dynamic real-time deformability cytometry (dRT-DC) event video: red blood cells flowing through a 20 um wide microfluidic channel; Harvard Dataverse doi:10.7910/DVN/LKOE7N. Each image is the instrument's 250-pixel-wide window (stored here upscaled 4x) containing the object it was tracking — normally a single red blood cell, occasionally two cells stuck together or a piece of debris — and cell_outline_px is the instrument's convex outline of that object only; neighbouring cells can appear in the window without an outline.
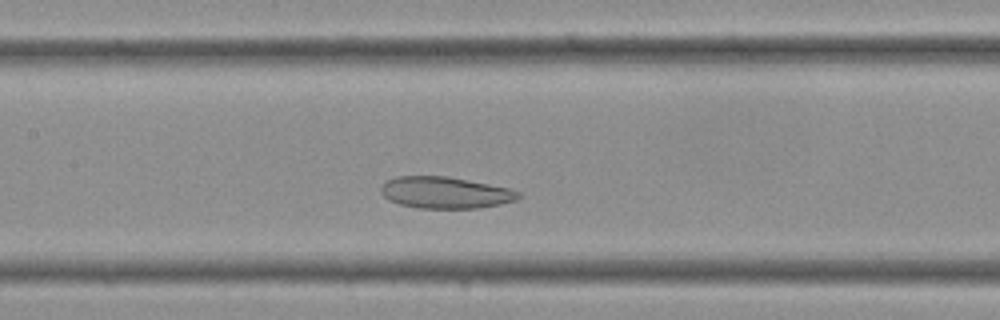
{"species": "Egyptian fruit bat (a non-hibernating species)", "species_latin": "Rousettus aegyptiacus", "temperature_condition": "cold", "stored_images_in_passage": 29, "camera_frame_rate_fps": 3000, "um_per_image_px": 0.085, "frame": {"image": 1, "passage_image": 10, "time_ms": 3.0, "image_size_px": [1000, 320], "cell_outline_px": [[520, 196], [516, 200], [500, 204], [480, 208], [416, 208], [400, 204], [388, 200], [380, 192], [380, 188], [384, 180], [396, 176], [444, 176], [468, 180], [512, 188], [520, 192]], "centroid_in_image_um": [37.82, 16.37], "position_along_channel_um": 169.6, "area_um2": 25.55}}
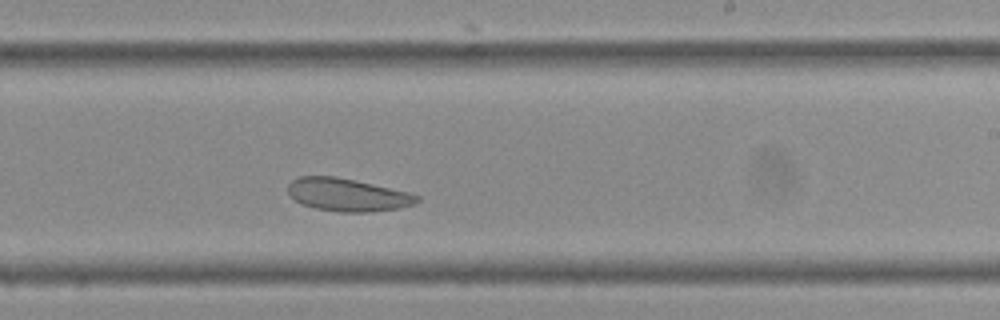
{"frame": {"image": 2, "passage_image": 15, "time_ms": 4.667, "image_size_px": [1000, 320], "cell_outline_px": [[420, 200], [412, 204], [400, 208], [368, 212], [340, 212], [316, 208], [304, 204], [296, 200], [288, 192], [288, 184], [292, 180], [300, 176], [336, 176], [408, 192], [420, 196]], "centroid_in_image_um": [29.54, 16.55], "position_along_channel_um": 259.5, "area_um2": 24.39}}
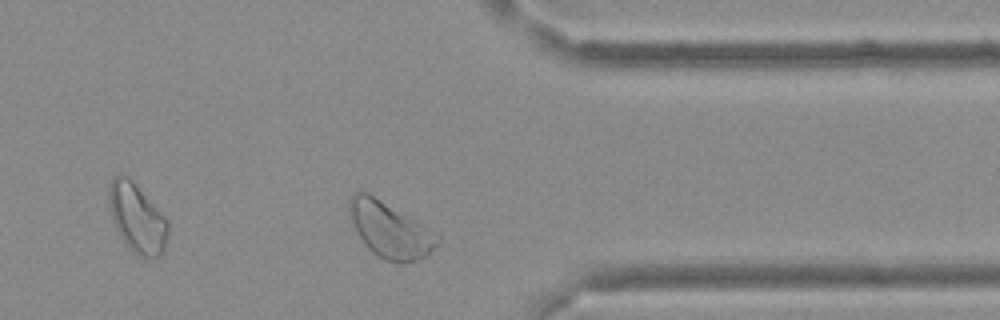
{"frame": {"image": 3, "passage_image": 22, "time_ms": 7.0, "image_size_px": [1000, 320], "cell_outline_px": [[440, 244], [424, 256], [416, 260], [400, 264], [384, 260], [376, 256], [364, 244], [348, 212], [348, 200], [356, 192], [368, 192], [428, 228], [440, 236]], "centroid_in_image_um": [33.14, 19.56], "position_along_channel_um": 378.3, "area_um2": 28.21}}